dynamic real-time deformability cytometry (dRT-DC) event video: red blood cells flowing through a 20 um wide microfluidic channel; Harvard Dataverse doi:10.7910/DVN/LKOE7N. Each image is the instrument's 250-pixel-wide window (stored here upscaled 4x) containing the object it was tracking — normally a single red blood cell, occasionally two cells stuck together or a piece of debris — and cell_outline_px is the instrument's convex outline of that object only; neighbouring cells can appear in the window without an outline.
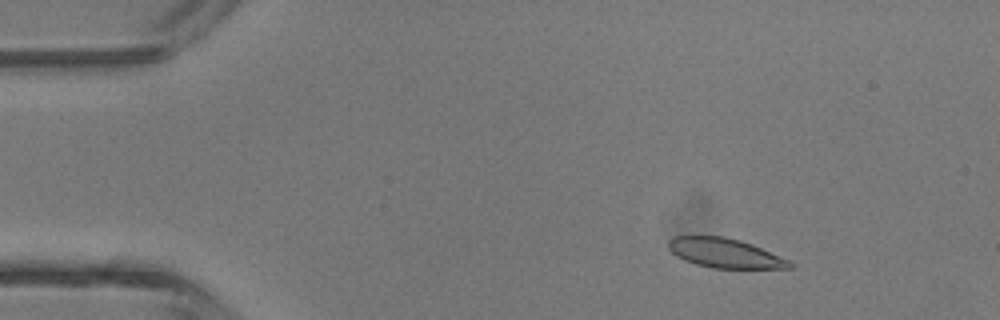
{"species": "common noctule bat (a hibernating species)", "species_latin": "Nyctalus noctula", "temperature_condition": "room temperature", "stored_images_in_passage": 4, "camera_frame_rate_fps": 3000, "um_per_image_px": 0.085, "animal": {"sex": "male", "body_mass_g": 13.3}, "frame": {"image": 1, "passage_image": 2, "time_ms": 1.0, "image_size_px": [1000, 320], "cell_outline_px": [[796, 264], [792, 268], [712, 268], [696, 264], [684, 260], [676, 256], [668, 248], [668, 240], [672, 236], [724, 236], [740, 240], [752, 244], [792, 260]], "centroid_in_image_um": [61.66, 21.51], "position_along_channel_um": 23.3, "area_um2": 21.1}}
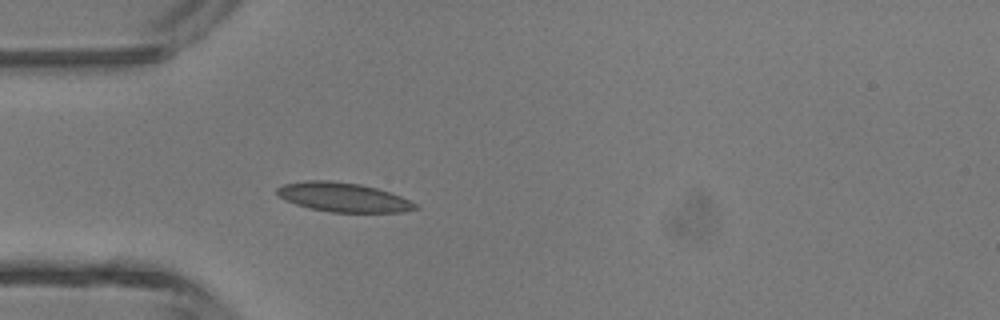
{"frame": {"image": 2, "passage_image": 4, "time_ms": 3.333, "image_size_px": [1000, 320], "cell_outline_px": [[420, 208], [404, 212], [332, 212], [308, 208], [284, 200], [276, 196], [276, 188], [284, 184], [304, 180], [328, 180], [360, 184], [376, 188], [400, 196], [420, 204]], "centroid_in_image_um": [29.16, 16.77], "position_along_channel_um": 55.8, "area_um2": 23.76}}